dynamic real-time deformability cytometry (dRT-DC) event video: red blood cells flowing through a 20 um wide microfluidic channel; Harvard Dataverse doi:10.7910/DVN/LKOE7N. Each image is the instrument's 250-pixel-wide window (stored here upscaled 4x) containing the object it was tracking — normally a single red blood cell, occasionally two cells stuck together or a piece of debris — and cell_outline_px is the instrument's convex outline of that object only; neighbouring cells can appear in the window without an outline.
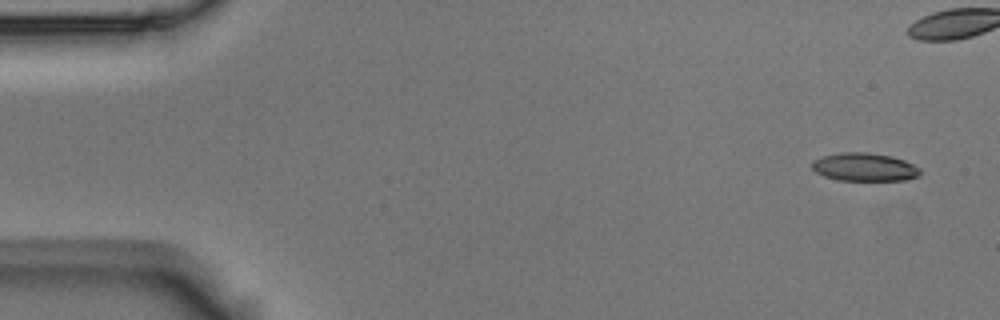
{"species": "Egyptian fruit bat (a non-hibernating species)", "species_latin": "Rousettus aegyptiacus", "temperature_condition": "room temperature", "stored_images_in_passage": 9, "camera_frame_rate_fps": 3000, "um_per_image_px": 0.085, "animal": {"sex": "male"}, "frame": {"image": 1, "passage_image": 1, "time_ms": 0.0, "image_size_px": [1000, 320], "cell_outline_px": [[920, 172], [916, 176], [904, 180], [840, 180], [824, 176], [816, 172], [812, 168], [812, 160], [824, 156], [840, 152], [868, 152], [892, 156], [904, 160], [920, 168]], "centroid_in_image_um": [73.46, 14.19], "position_along_channel_um": 11.5, "area_um2": 17.63}}
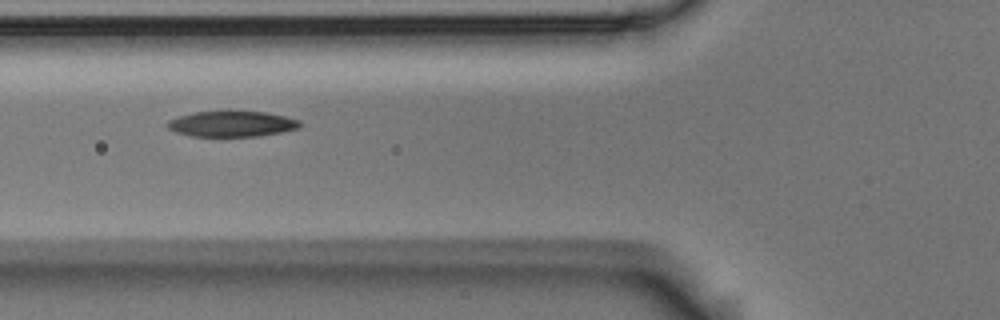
{"frame": {"image": 2, "passage_image": 7, "time_ms": 2.0, "image_size_px": [1000, 320], "cell_outline_px": [[300, 128], [260, 136], [192, 136], [176, 132], [168, 128], [164, 124], [168, 120], [180, 116], [196, 112], [228, 108], [264, 112], [284, 116], [300, 120]], "centroid_in_image_um": [19.68, 10.49], "position_along_channel_um": 106.1, "area_um2": 20.52}}
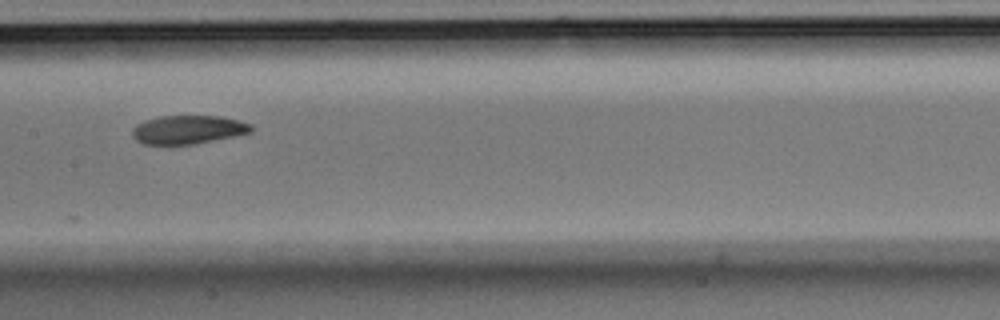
{"frame": {"image": 3, "passage_image": 9, "time_ms": 2.667, "image_size_px": [1000, 320], "cell_outline_px": [[252, 132], [236, 136], [196, 144], [168, 148], [144, 144], [136, 140], [132, 136], [132, 128], [136, 124], [144, 120], [160, 116], [220, 116], [252, 124]], "centroid_in_image_um": [15.92, 11.07], "position_along_channel_um": 191.5, "area_um2": 20.63}}